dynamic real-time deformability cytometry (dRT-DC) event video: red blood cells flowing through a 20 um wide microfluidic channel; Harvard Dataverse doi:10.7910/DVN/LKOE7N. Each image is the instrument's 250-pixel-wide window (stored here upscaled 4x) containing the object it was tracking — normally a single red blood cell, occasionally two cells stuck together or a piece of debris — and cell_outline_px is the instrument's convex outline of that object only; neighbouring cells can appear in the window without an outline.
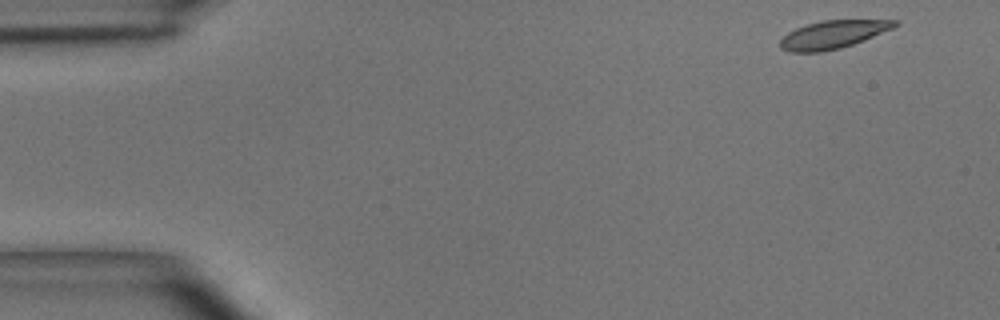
{"species": "common noctule bat (a hibernating species)", "species_latin": "Nyctalus noctula", "temperature_condition": "room temperature", "stored_images_in_passage": 25, "camera_frame_rate_fps": 3000, "um_per_image_px": 0.085, "animal": {"sex": "male", "body_mass_g": 15.6}, "frame": {"image": 1, "passage_image": 1, "time_ms": 0.0, "image_size_px": [1000, 320], "cell_outline_px": [[900, 24], [892, 28], [864, 40], [840, 48], [820, 52], [792, 52], [780, 48], [780, 40], [788, 32], [796, 28], [820, 20], [900, 20]], "centroid_in_image_um": [70.8, 2.93], "position_along_channel_um": 14.2, "area_um2": 18.55}}
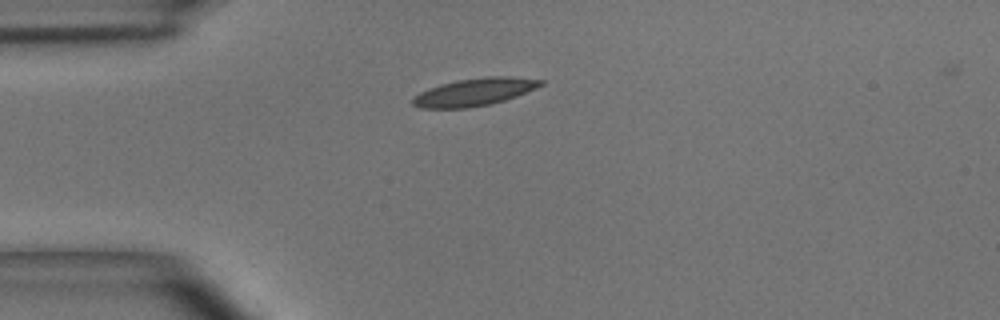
{"frame": {"image": 2, "passage_image": 10, "time_ms": 3.0, "image_size_px": [1000, 320], "cell_outline_px": [[544, 84], [536, 88], [516, 96], [492, 104], [468, 108], [420, 108], [412, 104], [412, 96], [428, 88], [440, 84], [460, 80], [484, 76], [512, 76], [544, 80]], "centroid_in_image_um": [40.32, 7.82], "position_along_channel_um": 44.7, "area_um2": 20.69}}
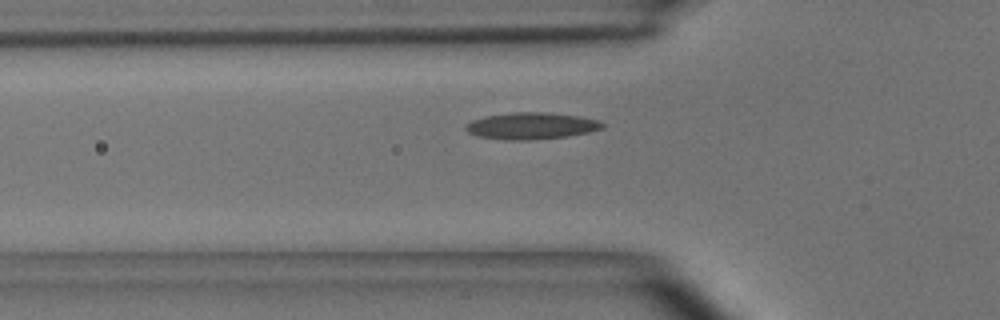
{"frame": {"image": 3, "passage_image": 14, "time_ms": 4.333, "image_size_px": [1000, 320], "cell_outline_px": [[604, 128], [588, 132], [568, 136], [528, 140], [504, 140], [476, 136], [468, 132], [464, 128], [464, 124], [472, 120], [488, 116], [512, 112], [548, 112], [580, 116], [600, 120], [604, 124]], "centroid_in_image_um": [45.16, 10.7], "position_along_channel_um": 80.6, "area_um2": 21.44}}